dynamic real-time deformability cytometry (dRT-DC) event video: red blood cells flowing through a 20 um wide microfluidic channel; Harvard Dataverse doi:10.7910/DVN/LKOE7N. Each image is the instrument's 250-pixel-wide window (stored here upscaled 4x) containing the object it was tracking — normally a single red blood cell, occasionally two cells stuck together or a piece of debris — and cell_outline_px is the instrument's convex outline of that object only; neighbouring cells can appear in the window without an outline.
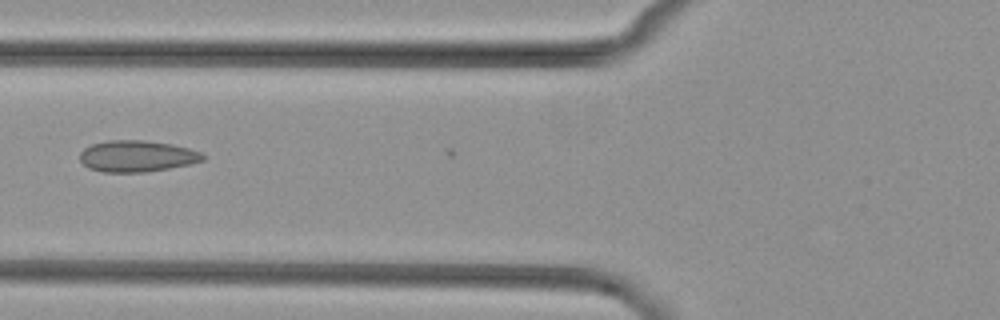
{"species": "common noctule bat (a hibernating species)", "species_latin": "Nyctalus noctula", "temperature_condition": "cold", "stored_images_in_passage": 6, "camera_frame_rate_fps": 3000, "um_per_image_px": 0.085, "animal": {"sex": "female", "body_mass_g": 29.2, "forearm_length_mm": 56.3}, "frame": {"image": 1, "passage_image": 5, "time_ms": 5.667, "image_size_px": [1000, 320], "cell_outline_px": [[204, 160], [192, 164], [144, 172], [104, 172], [88, 168], [80, 160], [80, 152], [84, 148], [92, 144], [108, 140], [144, 140], [172, 144], [188, 148], [200, 152], [204, 156]], "centroid_in_image_um": [11.63, 13.27], "position_along_channel_um": 114.2, "area_um2": 22.48}}